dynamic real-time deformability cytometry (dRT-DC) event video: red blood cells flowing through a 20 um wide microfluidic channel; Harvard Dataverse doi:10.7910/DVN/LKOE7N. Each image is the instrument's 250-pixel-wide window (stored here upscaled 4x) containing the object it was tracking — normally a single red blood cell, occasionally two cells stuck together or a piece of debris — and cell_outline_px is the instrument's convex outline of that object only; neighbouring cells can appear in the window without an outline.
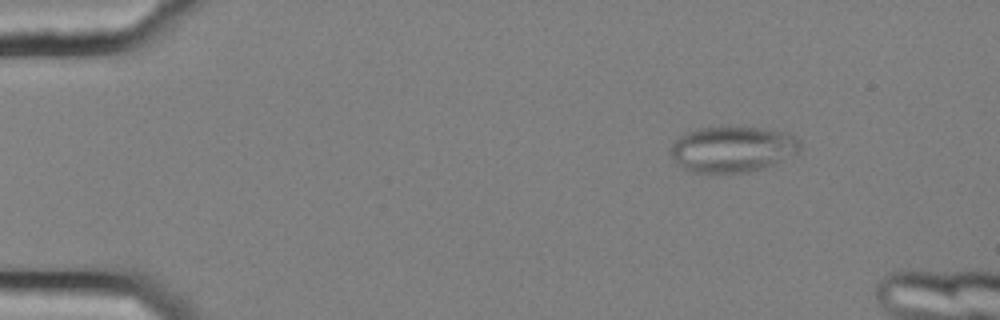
{"species": "common noctule bat (a hibernating species)", "species_latin": "Nyctalus noctula", "temperature_condition": "cold", "stored_images_in_passage": 53, "camera_frame_rate_fps": 3000, "um_per_image_px": 0.085, "animal": {"sex": "female", "body_mass_g": 25.1}, "frame": {"image": 1, "passage_image": 8, "time_ms": 2.333, "image_size_px": [1000, 320], "cell_outline_px": [[800, 152], [772, 164], [748, 172], [692, 172], [676, 164], [672, 160], [672, 144], [684, 132], [696, 128], [764, 128], [784, 132], [796, 136], [800, 140]], "centroid_in_image_um": [62.26, 12.68], "position_along_channel_um": 22.7, "area_um2": 34.28}, "authors_computed_cell_mechanics": {"area_um2": 27.9174, "velocity_mm_per_s": 3.6641, "shape_relaxation_time_tau1_ms": null, "shape_relaxation_time_tau2_ms": 1.447, "deformation_change_tau1": null, "deformation_change_tau2": 0.0872}}